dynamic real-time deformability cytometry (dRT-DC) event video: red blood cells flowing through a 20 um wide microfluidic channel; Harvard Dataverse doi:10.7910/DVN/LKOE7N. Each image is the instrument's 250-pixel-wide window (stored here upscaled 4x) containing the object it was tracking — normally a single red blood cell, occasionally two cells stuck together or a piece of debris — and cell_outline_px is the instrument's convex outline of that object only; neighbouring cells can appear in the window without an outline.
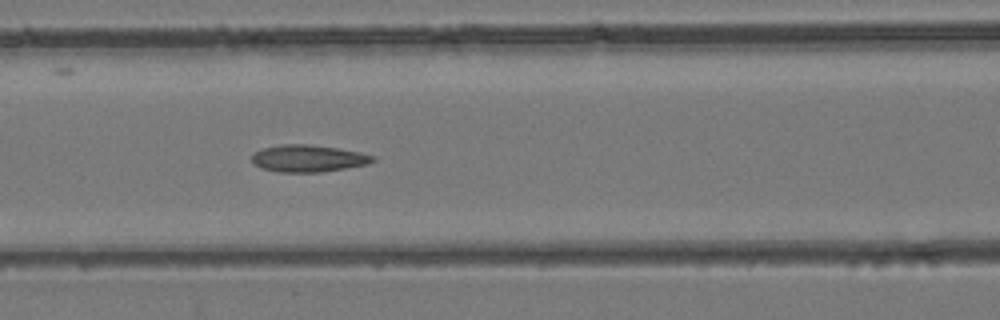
{"species": "common noctule bat (a hibernating species)", "species_latin": "Nyctalus noctula", "temperature_condition": "room temperature", "stored_images_in_passage": 40, "camera_frame_rate_fps": 3000, "um_per_image_px": 0.085, "animal": {"sex": "female", "body_mass_g": 24.6, "forearm_length_mm": 56.2}, "frame": {"image": 1, "passage_image": 19, "time_ms": 6.0, "image_size_px": [1000, 320], "cell_outline_px": [[376, 160], [368, 164], [320, 172], [280, 172], [260, 168], [252, 160], [252, 156], [256, 152], [264, 148], [280, 144], [308, 144], [336, 148], [360, 152], [376, 156]], "centroid_in_image_um": [26.22, 13.46], "position_along_channel_um": 140.4, "area_um2": 18.9}}
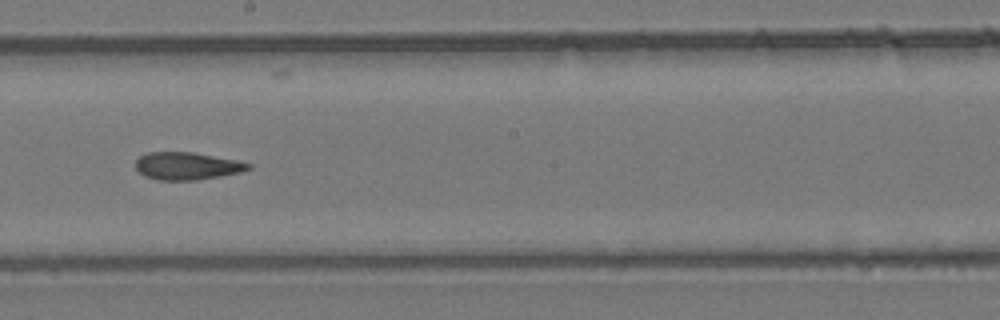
{"frame": {"image": 2, "passage_image": 25, "time_ms": 8.0, "image_size_px": [1000, 320], "cell_outline_px": [[252, 168], [240, 172], [220, 176], [196, 180], [156, 180], [144, 176], [136, 168], [136, 160], [140, 156], [148, 152], [192, 152], [236, 160], [252, 164]], "centroid_in_image_um": [15.89, 14.11], "position_along_channel_um": 232.3, "area_um2": 18.03}}
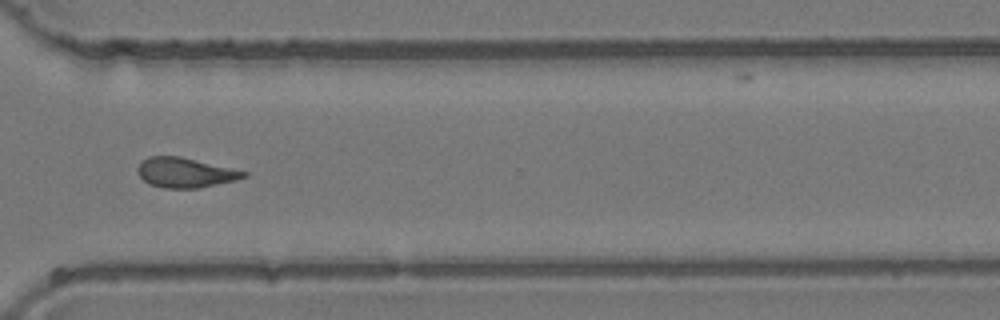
{"frame": {"image": 3, "passage_image": 33, "time_ms": 10.667, "image_size_px": [1000, 320], "cell_outline_px": [[248, 176], [236, 180], [200, 188], [164, 188], [148, 184], [136, 172], [136, 168], [140, 160], [148, 156], [180, 156], [248, 172]], "centroid_in_image_um": [15.7, 14.67], "position_along_channel_um": 354.9, "area_um2": 18.61}}